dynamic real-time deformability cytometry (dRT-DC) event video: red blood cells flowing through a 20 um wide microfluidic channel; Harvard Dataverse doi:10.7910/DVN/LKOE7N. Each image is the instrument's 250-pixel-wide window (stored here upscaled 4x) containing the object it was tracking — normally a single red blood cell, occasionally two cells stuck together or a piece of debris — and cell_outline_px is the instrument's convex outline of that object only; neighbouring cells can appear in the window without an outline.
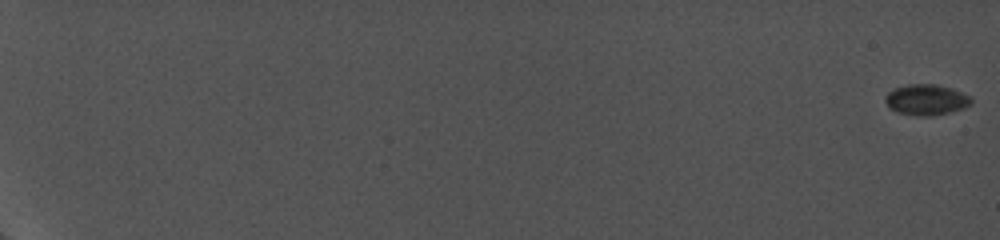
{"species": "common noctule bat (a hibernating species)", "species_latin": "Nyctalus noctula", "temperature_condition": "cold", "stored_images_in_passage": 46, "camera_frame_rate_fps": 5000, "um_per_image_px": 0.085, "animal": {"sex": "female", "body_mass_g": 19.0, "forearm_length_mm": 56.7}, "frame": {"image": 1, "passage_image": 1, "time_ms": 0.0, "image_size_px": [1000, 240], "cell_outline_px": [[972, 100], [968, 104], [960, 108], [948, 112], [928, 116], [916, 116], [896, 112], [888, 108], [884, 100], [884, 96], [892, 88], [908, 84], [936, 84], [952, 88], [968, 96]], "centroid_in_image_um": [78.62, 8.46], "position_along_channel_um": 6.4, "area_um2": 15.32}}
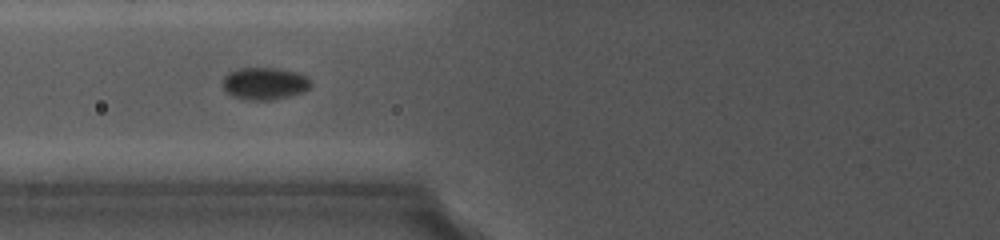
{"frame": {"image": 2, "passage_image": 25, "time_ms": 9.8, "image_size_px": [1000, 240], "cell_outline_px": [[312, 84], [304, 92], [292, 96], [276, 100], [244, 100], [232, 96], [220, 84], [224, 76], [228, 72], [236, 68], [280, 68], [296, 72], [308, 76], [312, 80]], "centroid_in_image_um": [22.5, 7.1], "position_along_channel_um": 103.3, "area_um2": 17.11}}
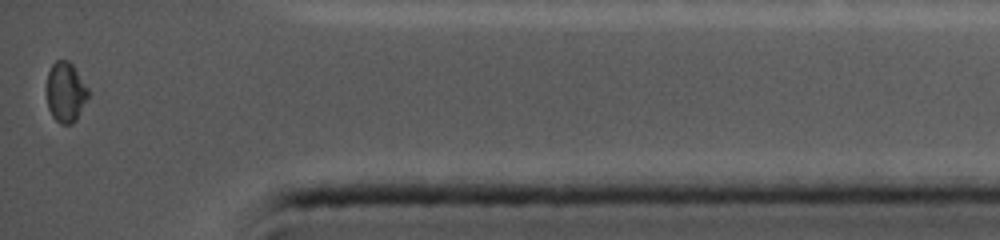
{"frame": {"image": 3, "passage_image": 46, "time_ms": 18.6, "image_size_px": [1000, 240], "cell_outline_px": [[88, 96], [76, 120], [72, 124], [60, 124], [52, 116], [48, 108], [48, 72], [52, 64], [56, 60], [68, 60], [72, 64], [88, 88]], "centroid_in_image_um": [5.58, 7.84], "position_along_channel_um": 429.6, "area_um2": 14.28}}